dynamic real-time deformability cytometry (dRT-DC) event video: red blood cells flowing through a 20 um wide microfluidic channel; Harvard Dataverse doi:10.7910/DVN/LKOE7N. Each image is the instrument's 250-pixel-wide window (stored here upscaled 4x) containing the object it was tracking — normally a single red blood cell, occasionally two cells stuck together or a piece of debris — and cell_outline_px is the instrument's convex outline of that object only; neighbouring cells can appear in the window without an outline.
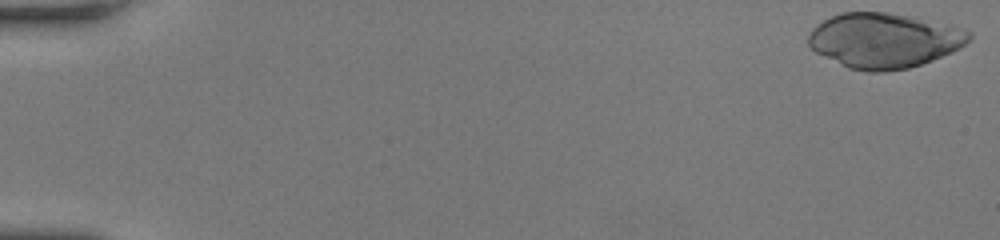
{"species": "human", "species_latin": "Homo sapiens", "temperature_condition": "room temperature", "stored_images_in_passage": 49, "camera_frame_rate_fps": 3000, "um_per_image_px": 0.085, "donor": {"sex": "female"}, "frame": {"image": 1, "passage_image": 1, "time_ms": 0.0, "image_size_px": [1000, 240], "cell_outline_px": [[972, 36], [960, 48], [952, 52], [932, 60], [908, 68], [884, 72], [868, 72], [848, 68], [816, 52], [808, 44], [808, 36], [812, 28], [816, 24], [840, 12], [888, 12], [916, 16], [948, 24], [972, 32]], "centroid_in_image_um": [75.15, 3.42], "position_along_channel_um": 9.8, "area_um2": 51.67}}
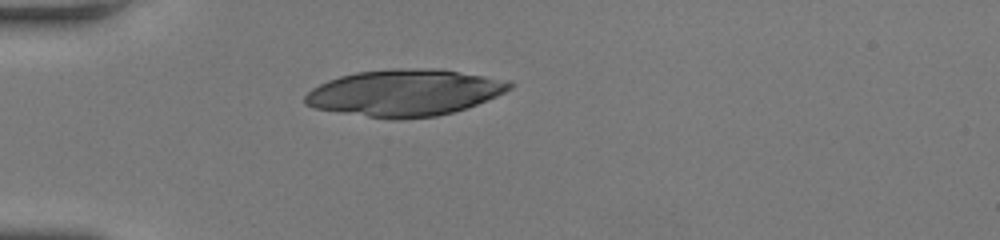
{"frame": {"image": 2, "passage_image": 15, "time_ms": 4.667, "image_size_px": [1000, 240], "cell_outline_px": [[516, 84], [512, 88], [496, 96], [476, 104], [452, 112], [436, 116], [400, 120], [392, 120], [340, 112], [316, 108], [304, 104], [304, 96], [312, 88], [328, 80], [340, 76], [356, 72], [392, 68], [440, 68], [512, 80]], "centroid_in_image_um": [34.43, 7.87], "position_along_channel_um": 50.6, "area_um2": 55.95}}